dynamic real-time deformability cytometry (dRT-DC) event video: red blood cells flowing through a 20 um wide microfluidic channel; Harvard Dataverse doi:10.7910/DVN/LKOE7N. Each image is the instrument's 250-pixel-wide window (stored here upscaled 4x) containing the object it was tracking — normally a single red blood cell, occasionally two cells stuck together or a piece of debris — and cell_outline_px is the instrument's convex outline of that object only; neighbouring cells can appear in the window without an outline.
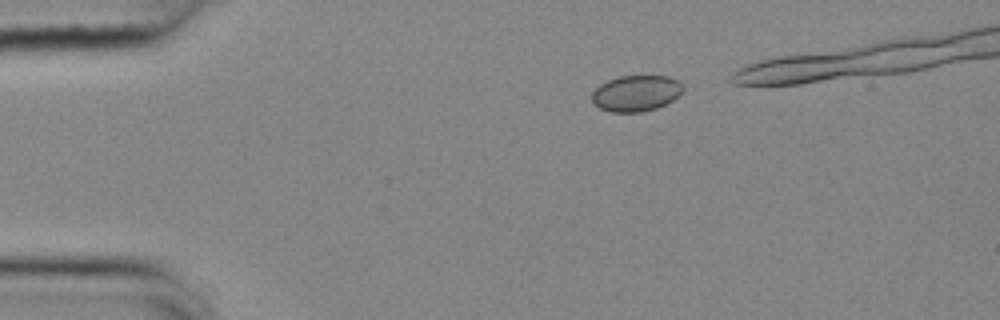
{"species": "common noctule bat (a hibernating species)", "species_latin": "Nyctalus noctula", "temperature_condition": "cold", "stored_images_in_passage": 36, "camera_frame_rate_fps": 3000, "um_per_image_px": 0.085, "animal": {"sex": "female", "body_mass_g": 25.1}, "frame": {"image": 1, "passage_image": 1, "time_ms": 0.0, "image_size_px": [1000, 320], "cell_outline_px": [[684, 88], [672, 100], [656, 108], [640, 112], [612, 112], [600, 108], [592, 100], [592, 92], [600, 84], [608, 80], [620, 76], [668, 76], [676, 80]], "centroid_in_image_um": [54.03, 7.92], "position_along_channel_um": 31.0, "area_um2": 18.79}}
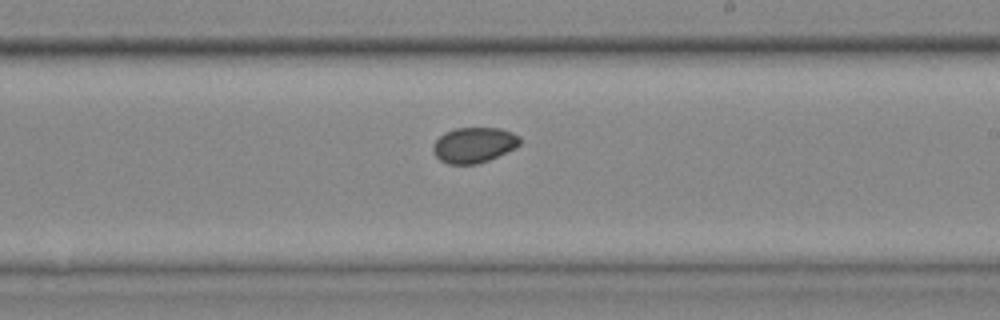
{"frame": {"image": 2, "passage_image": 23, "time_ms": 7.333, "image_size_px": [1000, 320], "cell_outline_px": [[520, 144], [516, 148], [488, 160], [476, 164], [448, 164], [440, 160], [436, 156], [432, 148], [432, 144], [444, 132], [456, 128], [500, 128], [512, 132], [520, 136]], "centroid_in_image_um": [40.28, 12.32], "position_along_channel_um": 248.7, "area_um2": 17.98}}
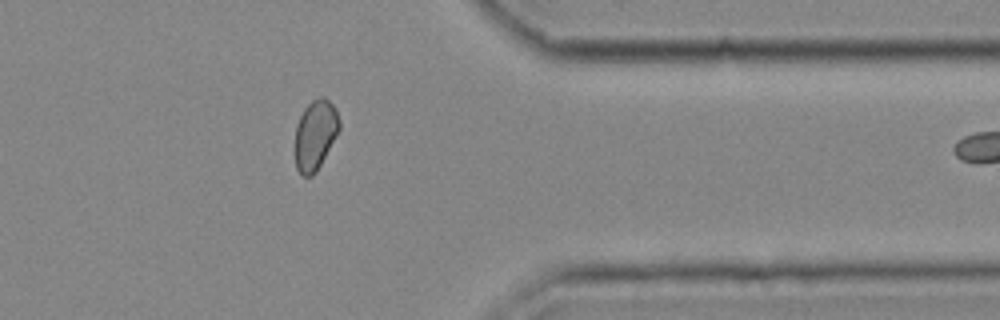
{"frame": {"image": 3, "passage_image": 35, "time_ms": 11.333, "image_size_px": [1000, 320], "cell_outline_px": [[340, 128], [316, 172], [312, 176], [304, 176], [296, 168], [296, 124], [304, 108], [312, 100], [320, 96], [324, 96], [336, 108], [340, 120]], "centroid_in_image_um": [26.81, 11.42], "position_along_channel_um": 384.6, "area_um2": 17.86}}